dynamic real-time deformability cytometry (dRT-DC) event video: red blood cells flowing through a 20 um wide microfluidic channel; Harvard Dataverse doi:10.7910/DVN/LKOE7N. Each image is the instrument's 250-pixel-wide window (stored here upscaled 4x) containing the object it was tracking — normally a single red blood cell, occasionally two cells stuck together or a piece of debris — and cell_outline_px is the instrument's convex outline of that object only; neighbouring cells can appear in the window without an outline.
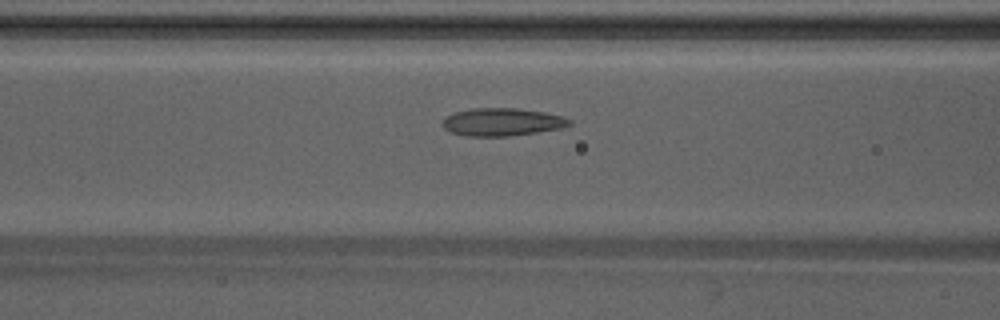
{"species": "Egyptian fruit bat (a non-hibernating species)", "species_latin": "Rousettus aegyptiacus", "temperature_condition": "warm", "stored_images_in_passage": 42, "camera_frame_rate_fps": 3000, "um_per_image_px": 0.085, "animal": {"sex": "male"}, "frame": {"image": 1, "passage_image": 14, "time_ms": 4.333, "image_size_px": [1000, 320], "cell_outline_px": [[572, 124], [560, 128], [536, 132], [508, 136], [468, 136], [452, 132], [444, 128], [444, 116], [452, 112], [472, 108], [516, 108], [544, 112], [564, 116], [572, 120]], "centroid_in_image_um": [42.68, 10.35], "position_along_channel_um": 123.9, "area_um2": 20.52}}
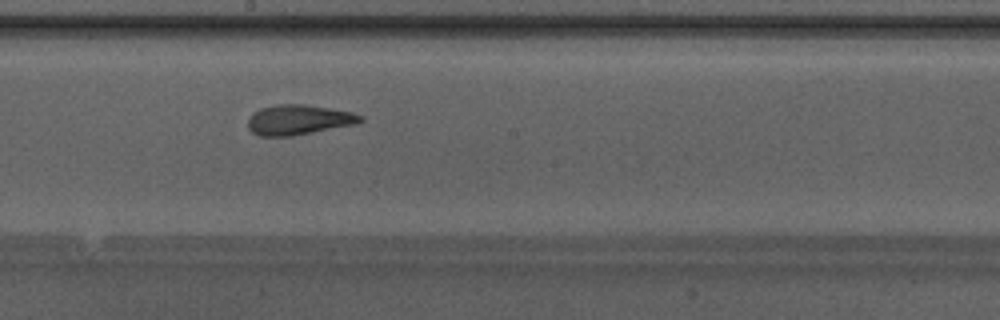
{"frame": {"image": 2, "passage_image": 21, "time_ms": 6.667, "image_size_px": [1000, 320], "cell_outline_px": [[364, 120], [356, 124], [292, 136], [260, 136], [252, 132], [248, 128], [248, 120], [252, 112], [260, 108], [276, 104], [304, 104], [352, 112], [364, 116]], "centroid_in_image_um": [25.37, 10.18], "position_along_channel_um": 222.8, "area_um2": 19.77}}
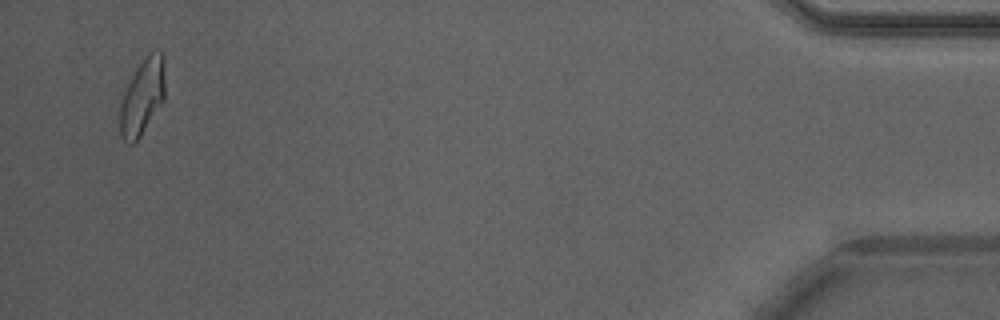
{"frame": {"image": 3, "passage_image": 41, "time_ms": 13.333, "image_size_px": [1000, 320], "cell_outline_px": [[164, 100], [140, 136], [132, 144], [128, 144], [120, 136], [120, 108], [124, 92], [136, 68], [144, 56], [148, 52], [160, 48], [164, 52]], "centroid_in_image_um": [12.12, 8.17], "position_along_channel_um": 423.1, "area_um2": 20.06}, "authors_computed_cell_mechanics": {"area_um2": 19.7965, "velocity_mm_per_s": 4.255, "shape_relaxation_time_tau1_ms": null, "shape_relaxation_time_tau2_ms": 1.2731, "deformation_change_tau1": null, "deformation_change_tau2": 0.0881}}